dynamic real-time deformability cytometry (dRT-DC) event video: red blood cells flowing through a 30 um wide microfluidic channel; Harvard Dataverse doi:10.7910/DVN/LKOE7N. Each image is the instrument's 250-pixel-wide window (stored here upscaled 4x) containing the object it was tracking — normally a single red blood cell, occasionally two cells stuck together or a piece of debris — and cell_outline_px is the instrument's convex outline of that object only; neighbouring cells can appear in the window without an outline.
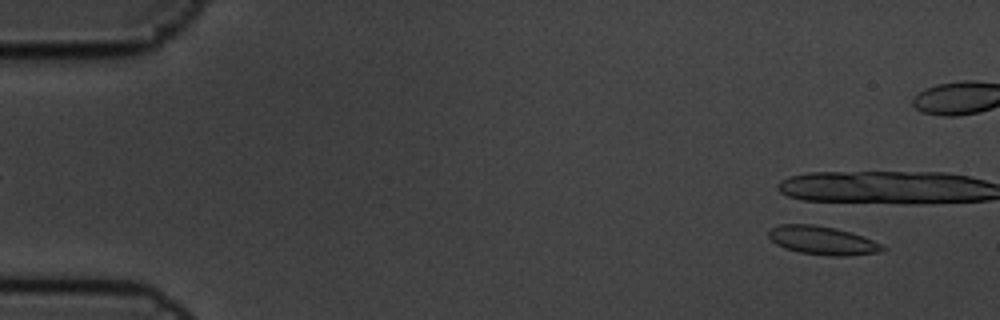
{"species": "common noctule bat (a hibernating species)", "species_latin": "Nyctalus noctula", "temperature_condition": "cold", "stored_images_in_passage": 12, "camera_frame_rate_fps": 3000, "um_per_image_px": 0.085, "animal": {"sex": "male", "body_mass_g": 19.5, "forearm_length_mm": 54.6}, "frame": {"image": 1, "passage_image": 1, "time_ms": 0.0, "image_size_px": [1000, 320], "cell_outline_px": [[888, 248], [880, 252], [844, 256], [828, 256], [800, 252], [784, 248], [776, 244], [768, 236], [768, 232], [772, 228], [780, 224], [812, 224], [836, 228], [852, 232], [872, 240]], "centroid_in_image_um": [69.91, 20.44], "position_along_channel_um": 15.1, "area_um2": 18.9}}
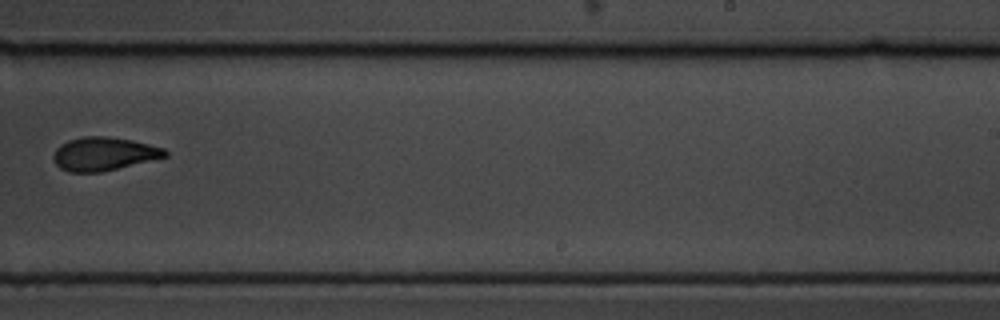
{"frame": {"image": 2, "passage_image": 12, "time_ms": 3.667, "image_size_px": [1000, 320], "cell_outline_px": [[168, 156], [100, 172], [68, 172], [60, 168], [56, 164], [52, 156], [56, 148], [60, 144], [68, 140], [84, 136], [108, 136], [132, 140], [164, 148], [168, 152]], "centroid_in_image_um": [8.79, 13.07], "position_along_channel_um": 280.2, "area_um2": 21.68}}